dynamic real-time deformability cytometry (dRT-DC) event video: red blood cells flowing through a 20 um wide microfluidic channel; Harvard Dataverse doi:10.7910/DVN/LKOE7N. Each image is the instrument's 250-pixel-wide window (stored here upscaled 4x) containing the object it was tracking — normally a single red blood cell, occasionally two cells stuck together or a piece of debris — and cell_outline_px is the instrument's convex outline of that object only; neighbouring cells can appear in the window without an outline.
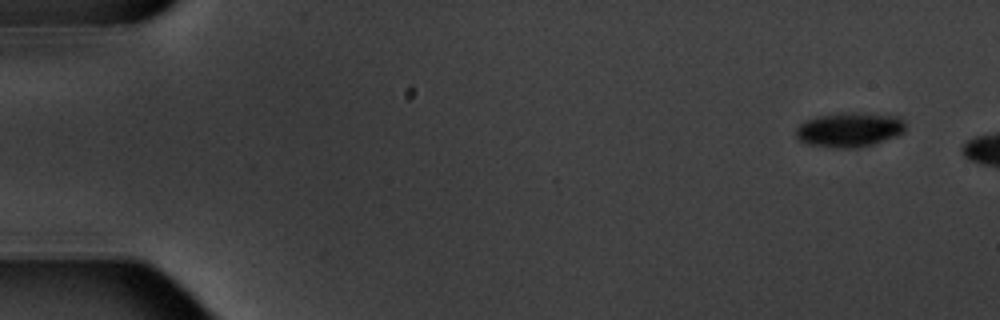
{"species": "common noctule bat (a hibernating species)", "species_latin": "Nyctalus noctula", "temperature_condition": "warm", "stored_images_in_passage": 3, "camera_frame_rate_fps": 3000, "um_per_image_px": 0.085, "animal": {"sex": "male", "body_mass_g": 20.1, "forearm_length_mm": 53.5}, "frame": {"image": 1, "passage_image": 1, "time_ms": 0.0, "image_size_px": [1000, 320], "cell_outline_px": [[904, 132], [896, 136], [872, 144], [856, 148], [832, 148], [808, 144], [800, 140], [796, 136], [796, 128], [804, 120], [816, 116], [840, 112], [848, 112], [900, 116], [904, 120]], "centroid_in_image_um": [72.17, 11.01], "position_along_channel_um": 12.8, "area_um2": 22.2}}